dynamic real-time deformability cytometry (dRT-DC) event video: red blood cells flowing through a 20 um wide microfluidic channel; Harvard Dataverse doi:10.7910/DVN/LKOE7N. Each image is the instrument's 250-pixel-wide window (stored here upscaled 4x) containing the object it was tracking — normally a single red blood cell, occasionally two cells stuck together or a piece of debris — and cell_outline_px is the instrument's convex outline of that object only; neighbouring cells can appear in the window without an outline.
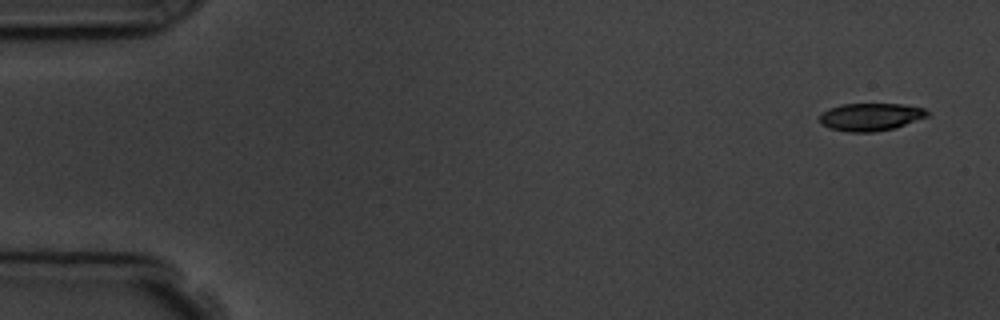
{"species": "common noctule bat (a hibernating species)", "species_latin": "Nyctalus noctula", "temperature_condition": "room temperature", "stored_images_in_passage": 5, "camera_frame_rate_fps": 3000, "um_per_image_px": 0.085, "animal": {"sex": "male", "body_mass_g": 19.5, "forearm_length_mm": 54.6}, "frame": {"image": 1, "passage_image": 1, "time_ms": 0.0, "image_size_px": [1000, 320], "cell_outline_px": [[928, 116], [896, 128], [872, 132], [848, 132], [828, 128], [820, 120], [820, 116], [828, 108], [840, 104], [900, 104], [924, 108], [928, 112]], "centroid_in_image_um": [74.0, 9.94], "position_along_channel_um": 11.0, "area_um2": 17.28}}
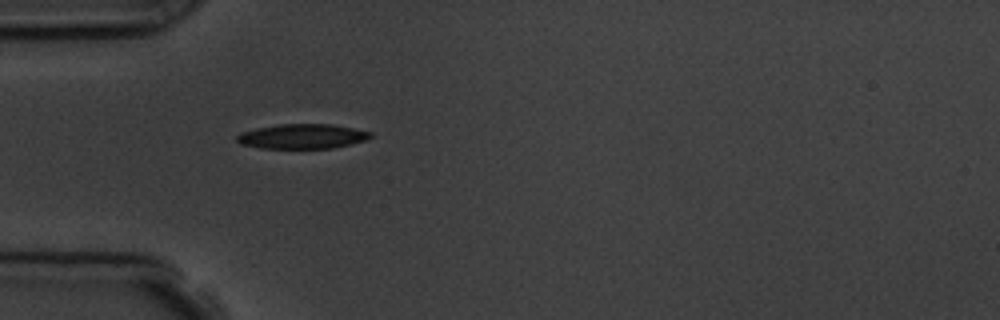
{"frame": {"image": 2, "passage_image": 5, "time_ms": 4.667, "image_size_px": [1000, 320], "cell_outline_px": [[372, 136], [364, 140], [332, 148], [260, 148], [240, 144], [236, 140], [236, 136], [240, 132], [256, 128], [280, 124], [332, 124], [372, 132]], "centroid_in_image_um": [25.64, 11.58], "position_along_channel_um": 59.4, "area_um2": 19.13}}